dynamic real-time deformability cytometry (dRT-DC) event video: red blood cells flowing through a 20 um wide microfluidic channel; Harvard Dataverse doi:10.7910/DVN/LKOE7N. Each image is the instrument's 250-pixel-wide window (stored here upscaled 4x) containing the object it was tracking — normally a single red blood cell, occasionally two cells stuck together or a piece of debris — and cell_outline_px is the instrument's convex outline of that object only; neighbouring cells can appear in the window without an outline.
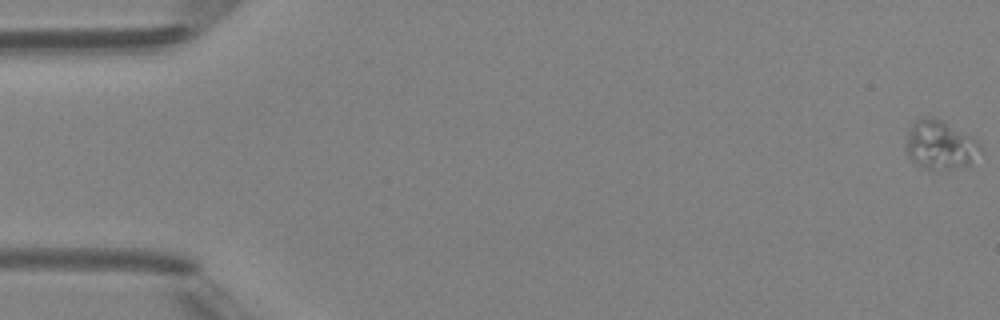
{"species": "Egyptian fruit bat (a non-hibernating species)", "species_latin": "Rousettus aegyptiacus", "temperature_condition": "room temperature", "stored_images_in_passage": 6, "camera_frame_rate_fps": 3000, "um_per_image_px": 0.085, "animal": {"sex": "female"}, "frame": {"image": 1, "passage_image": 1, "time_ms": 0.0, "image_size_px": [1000, 320], "cell_outline_px": [[984, 152], [972, 164], [944, 172], [932, 172], [924, 168], [912, 160], [908, 156], [904, 148], [908, 132], [912, 124], [916, 120], [928, 116], [940, 120], [980, 140]], "centroid_in_image_um": [79.98, 12.39], "position_along_channel_um": 5.0, "area_um2": 22.08}}
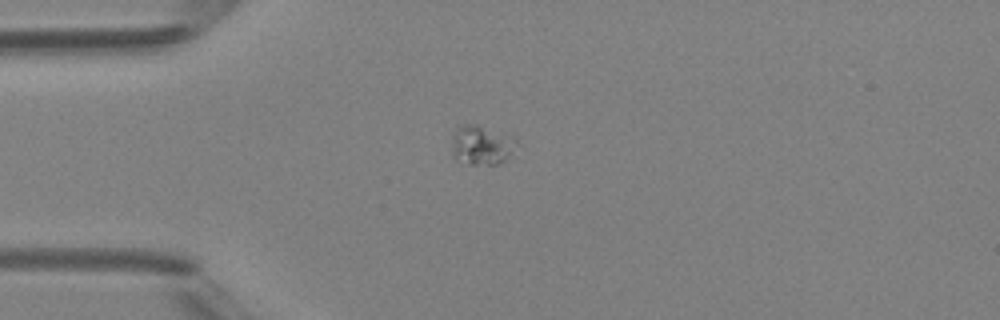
{"frame": {"image": 2, "passage_image": 5, "time_ms": 4.333, "image_size_px": [1000, 320], "cell_outline_px": [[520, 144], [500, 164], [460, 164], [452, 156], [452, 136], [456, 128], [460, 124], [476, 124], [512, 136]], "centroid_in_image_um": [40.9, 12.34], "position_along_channel_um": 44.1, "area_um2": 15.2}}